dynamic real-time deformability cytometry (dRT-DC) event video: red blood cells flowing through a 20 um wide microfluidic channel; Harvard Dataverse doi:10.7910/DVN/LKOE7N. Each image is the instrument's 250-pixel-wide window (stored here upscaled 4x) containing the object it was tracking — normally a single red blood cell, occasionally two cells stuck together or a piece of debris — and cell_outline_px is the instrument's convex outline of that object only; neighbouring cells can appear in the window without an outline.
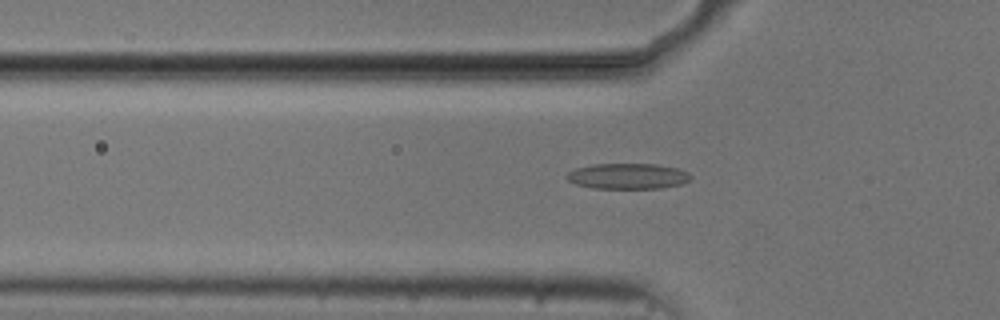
{"species": "common noctule bat (a hibernating species)", "species_latin": "Nyctalus noctula", "temperature_condition": "cold", "stored_images_in_passage": 54, "camera_frame_rate_fps": 3000, "um_per_image_px": 0.085, "animal": {"sex": "male", "body_mass_g": 20.5, "forearm_length_mm": 52.5}, "frame": {"image": 1, "passage_image": 18, "time_ms": 5.667, "image_size_px": [1000, 320], "cell_outline_px": [[692, 176], [688, 180], [680, 184], [660, 188], [592, 188], [576, 184], [568, 180], [564, 176], [568, 172], [576, 168], [592, 164], [656, 164], [676, 168], [688, 172]], "centroid_in_image_um": [53.32, 14.97], "position_along_channel_um": 72.5, "area_um2": 18.44}}
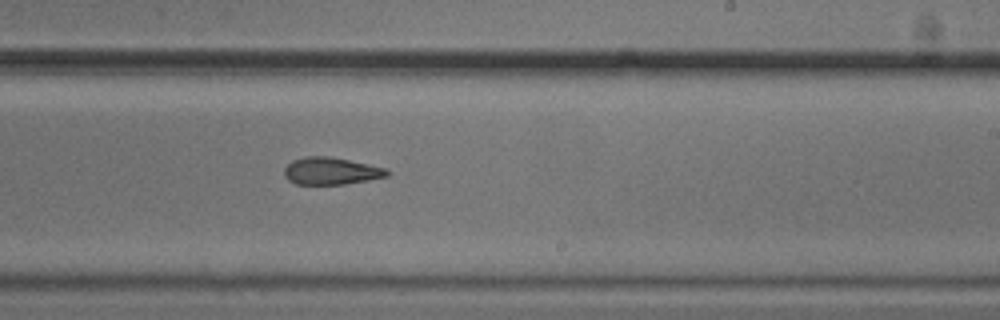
{"frame": {"image": 2, "passage_image": 33, "time_ms": 10.667, "image_size_px": [1000, 320], "cell_outline_px": [[388, 176], [368, 180], [344, 184], [296, 184], [288, 180], [284, 176], [284, 168], [292, 160], [308, 156], [328, 156], [388, 168]], "centroid_in_image_um": [28.12, 14.53], "position_along_channel_um": 260.9, "area_um2": 16.24}}
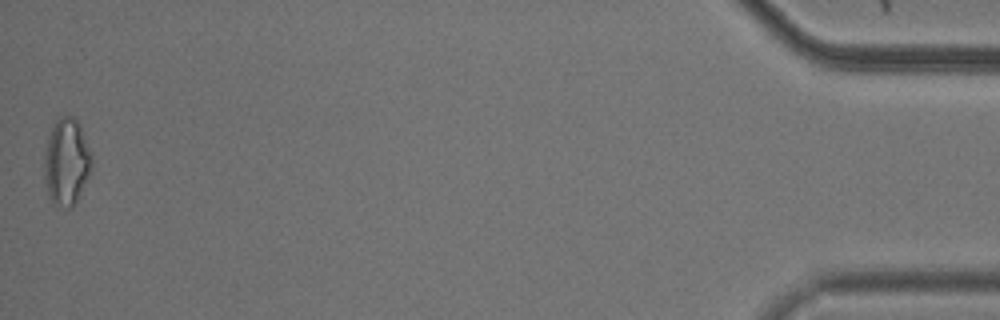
{"frame": {"image": 3, "passage_image": 54, "time_ms": 17.667, "image_size_px": [1000, 320], "cell_outline_px": [[92, 168], [72, 208], [64, 208], [52, 204], [44, 180], [44, 156], [48, 136], [56, 116], [72, 116], [80, 124], [92, 156]], "centroid_in_image_um": [5.63, 13.74], "position_along_channel_um": 429.6, "area_um2": 24.16}, "authors_computed_cell_mechanics": {"area_um2": 17.7446, "velocity_mm_per_s": 3.7472, "shape_relaxation_time_tau1_ms": 6.7855, "shape_relaxation_time_tau2_ms": 4.4702, "deformation_change_tau1": 0.1455, "deformation_change_tau2": 0.1437}}